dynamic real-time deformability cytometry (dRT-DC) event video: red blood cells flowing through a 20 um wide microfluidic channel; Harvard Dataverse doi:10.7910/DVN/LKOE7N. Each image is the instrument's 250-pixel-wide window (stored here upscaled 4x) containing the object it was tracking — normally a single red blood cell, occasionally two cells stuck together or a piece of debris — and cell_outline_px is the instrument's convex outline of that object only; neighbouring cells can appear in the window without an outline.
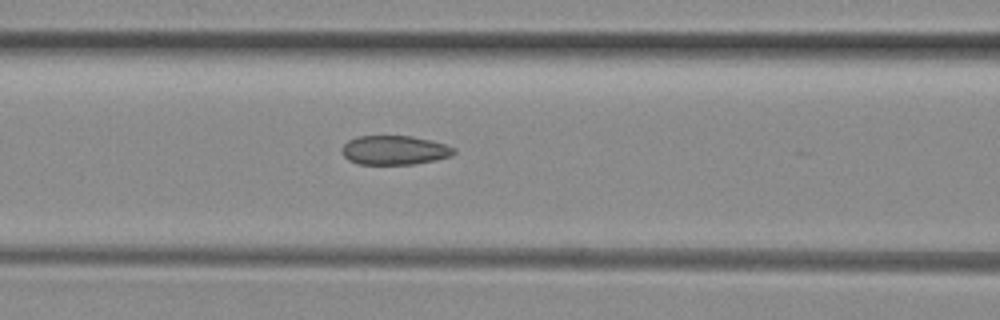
{"species": "common noctule bat (a hibernating species)", "species_latin": "Nyctalus noctula", "temperature_condition": "room temperature", "stored_images_in_passage": 10, "camera_frame_rate_fps": 3000, "um_per_image_px": 0.085, "animal": {"sex": "female", "body_mass_g": 29.2, "forearm_length_mm": 56.3}, "frame": {"image": 1, "passage_image": 7, "time_ms": 2.0, "image_size_px": [1000, 320], "cell_outline_px": [[456, 152], [452, 156], [436, 160], [412, 164], [356, 164], [348, 160], [344, 156], [340, 148], [348, 140], [356, 136], [412, 136], [432, 140], [456, 148]], "centroid_in_image_um": [33.53, 12.76], "position_along_channel_um": 133.1, "area_um2": 19.25}}